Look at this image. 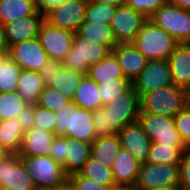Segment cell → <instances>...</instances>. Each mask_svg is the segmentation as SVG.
Here are the masks:
<instances>
[{
  "label": "cell",
  "instance_id": "cell-43",
  "mask_svg": "<svg viewBox=\"0 0 190 190\" xmlns=\"http://www.w3.org/2000/svg\"><path fill=\"white\" fill-rule=\"evenodd\" d=\"M68 182L75 190H113L114 187L98 184L94 180L80 176L78 173L69 176Z\"/></svg>",
  "mask_w": 190,
  "mask_h": 190
},
{
  "label": "cell",
  "instance_id": "cell-48",
  "mask_svg": "<svg viewBox=\"0 0 190 190\" xmlns=\"http://www.w3.org/2000/svg\"><path fill=\"white\" fill-rule=\"evenodd\" d=\"M0 52L9 53L4 27L0 25Z\"/></svg>",
  "mask_w": 190,
  "mask_h": 190
},
{
  "label": "cell",
  "instance_id": "cell-47",
  "mask_svg": "<svg viewBox=\"0 0 190 190\" xmlns=\"http://www.w3.org/2000/svg\"><path fill=\"white\" fill-rule=\"evenodd\" d=\"M36 10L42 14L46 15L52 9L56 8L58 5L62 4L67 0H34Z\"/></svg>",
  "mask_w": 190,
  "mask_h": 190
},
{
  "label": "cell",
  "instance_id": "cell-54",
  "mask_svg": "<svg viewBox=\"0 0 190 190\" xmlns=\"http://www.w3.org/2000/svg\"><path fill=\"white\" fill-rule=\"evenodd\" d=\"M9 153L0 146V162L7 156Z\"/></svg>",
  "mask_w": 190,
  "mask_h": 190
},
{
  "label": "cell",
  "instance_id": "cell-6",
  "mask_svg": "<svg viewBox=\"0 0 190 190\" xmlns=\"http://www.w3.org/2000/svg\"><path fill=\"white\" fill-rule=\"evenodd\" d=\"M137 121L151 142L186 150L187 147L175 127L174 117L140 112Z\"/></svg>",
  "mask_w": 190,
  "mask_h": 190
},
{
  "label": "cell",
  "instance_id": "cell-3",
  "mask_svg": "<svg viewBox=\"0 0 190 190\" xmlns=\"http://www.w3.org/2000/svg\"><path fill=\"white\" fill-rule=\"evenodd\" d=\"M111 52L108 46L82 36L77 31L74 34L73 44L63 61V66L86 75L89 66L101 61Z\"/></svg>",
  "mask_w": 190,
  "mask_h": 190
},
{
  "label": "cell",
  "instance_id": "cell-16",
  "mask_svg": "<svg viewBox=\"0 0 190 190\" xmlns=\"http://www.w3.org/2000/svg\"><path fill=\"white\" fill-rule=\"evenodd\" d=\"M117 135L121 147L128 150L140 165L147 162L151 140L138 121L118 130Z\"/></svg>",
  "mask_w": 190,
  "mask_h": 190
},
{
  "label": "cell",
  "instance_id": "cell-26",
  "mask_svg": "<svg viewBox=\"0 0 190 190\" xmlns=\"http://www.w3.org/2000/svg\"><path fill=\"white\" fill-rule=\"evenodd\" d=\"M79 108L94 111L103 106L98 84L85 75L72 100Z\"/></svg>",
  "mask_w": 190,
  "mask_h": 190
},
{
  "label": "cell",
  "instance_id": "cell-29",
  "mask_svg": "<svg viewBox=\"0 0 190 190\" xmlns=\"http://www.w3.org/2000/svg\"><path fill=\"white\" fill-rule=\"evenodd\" d=\"M84 76L78 71L69 70L62 66L57 73L53 74L48 86L58 90L72 101Z\"/></svg>",
  "mask_w": 190,
  "mask_h": 190
},
{
  "label": "cell",
  "instance_id": "cell-34",
  "mask_svg": "<svg viewBox=\"0 0 190 190\" xmlns=\"http://www.w3.org/2000/svg\"><path fill=\"white\" fill-rule=\"evenodd\" d=\"M26 106L17 91L0 93V121L17 118Z\"/></svg>",
  "mask_w": 190,
  "mask_h": 190
},
{
  "label": "cell",
  "instance_id": "cell-55",
  "mask_svg": "<svg viewBox=\"0 0 190 190\" xmlns=\"http://www.w3.org/2000/svg\"><path fill=\"white\" fill-rule=\"evenodd\" d=\"M61 190H75V189L69 182H67L64 186L61 187Z\"/></svg>",
  "mask_w": 190,
  "mask_h": 190
},
{
  "label": "cell",
  "instance_id": "cell-30",
  "mask_svg": "<svg viewBox=\"0 0 190 190\" xmlns=\"http://www.w3.org/2000/svg\"><path fill=\"white\" fill-rule=\"evenodd\" d=\"M183 151L179 147L151 142L147 162L152 164L180 165Z\"/></svg>",
  "mask_w": 190,
  "mask_h": 190
},
{
  "label": "cell",
  "instance_id": "cell-36",
  "mask_svg": "<svg viewBox=\"0 0 190 190\" xmlns=\"http://www.w3.org/2000/svg\"><path fill=\"white\" fill-rule=\"evenodd\" d=\"M132 86L128 78H120L117 81L101 82L98 84V91L102 104L107 105L120 94L126 92Z\"/></svg>",
  "mask_w": 190,
  "mask_h": 190
},
{
  "label": "cell",
  "instance_id": "cell-44",
  "mask_svg": "<svg viewBox=\"0 0 190 190\" xmlns=\"http://www.w3.org/2000/svg\"><path fill=\"white\" fill-rule=\"evenodd\" d=\"M179 166V190H190V147L183 151Z\"/></svg>",
  "mask_w": 190,
  "mask_h": 190
},
{
  "label": "cell",
  "instance_id": "cell-37",
  "mask_svg": "<svg viewBox=\"0 0 190 190\" xmlns=\"http://www.w3.org/2000/svg\"><path fill=\"white\" fill-rule=\"evenodd\" d=\"M70 102L71 100L58 90L53 89L50 86H45L39 96L37 104L56 112L61 108H64L65 105H68Z\"/></svg>",
  "mask_w": 190,
  "mask_h": 190
},
{
  "label": "cell",
  "instance_id": "cell-25",
  "mask_svg": "<svg viewBox=\"0 0 190 190\" xmlns=\"http://www.w3.org/2000/svg\"><path fill=\"white\" fill-rule=\"evenodd\" d=\"M121 148L117 134L111 136L97 137L91 143V156L99 163L112 167L114 159Z\"/></svg>",
  "mask_w": 190,
  "mask_h": 190
},
{
  "label": "cell",
  "instance_id": "cell-31",
  "mask_svg": "<svg viewBox=\"0 0 190 190\" xmlns=\"http://www.w3.org/2000/svg\"><path fill=\"white\" fill-rule=\"evenodd\" d=\"M78 32L99 44L108 46L111 50L117 45L110 25L83 22Z\"/></svg>",
  "mask_w": 190,
  "mask_h": 190
},
{
  "label": "cell",
  "instance_id": "cell-9",
  "mask_svg": "<svg viewBox=\"0 0 190 190\" xmlns=\"http://www.w3.org/2000/svg\"><path fill=\"white\" fill-rule=\"evenodd\" d=\"M179 175V165L152 164L146 162L139 167L136 185L140 190L179 186Z\"/></svg>",
  "mask_w": 190,
  "mask_h": 190
},
{
  "label": "cell",
  "instance_id": "cell-39",
  "mask_svg": "<svg viewBox=\"0 0 190 190\" xmlns=\"http://www.w3.org/2000/svg\"><path fill=\"white\" fill-rule=\"evenodd\" d=\"M168 0H125V5L142 13L149 19L161 6L165 5Z\"/></svg>",
  "mask_w": 190,
  "mask_h": 190
},
{
  "label": "cell",
  "instance_id": "cell-38",
  "mask_svg": "<svg viewBox=\"0 0 190 190\" xmlns=\"http://www.w3.org/2000/svg\"><path fill=\"white\" fill-rule=\"evenodd\" d=\"M34 127L43 128L55 134V112L42 107L38 104L34 105Z\"/></svg>",
  "mask_w": 190,
  "mask_h": 190
},
{
  "label": "cell",
  "instance_id": "cell-11",
  "mask_svg": "<svg viewBox=\"0 0 190 190\" xmlns=\"http://www.w3.org/2000/svg\"><path fill=\"white\" fill-rule=\"evenodd\" d=\"M147 18L127 5L116 7L110 26L117 44L132 43Z\"/></svg>",
  "mask_w": 190,
  "mask_h": 190
},
{
  "label": "cell",
  "instance_id": "cell-21",
  "mask_svg": "<svg viewBox=\"0 0 190 190\" xmlns=\"http://www.w3.org/2000/svg\"><path fill=\"white\" fill-rule=\"evenodd\" d=\"M68 137L92 143L96 138L91 110L79 108L71 101V120Z\"/></svg>",
  "mask_w": 190,
  "mask_h": 190
},
{
  "label": "cell",
  "instance_id": "cell-8",
  "mask_svg": "<svg viewBox=\"0 0 190 190\" xmlns=\"http://www.w3.org/2000/svg\"><path fill=\"white\" fill-rule=\"evenodd\" d=\"M178 43H190V11L167 2L150 18Z\"/></svg>",
  "mask_w": 190,
  "mask_h": 190
},
{
  "label": "cell",
  "instance_id": "cell-4",
  "mask_svg": "<svg viewBox=\"0 0 190 190\" xmlns=\"http://www.w3.org/2000/svg\"><path fill=\"white\" fill-rule=\"evenodd\" d=\"M184 99V88L167 85L140 97L141 112L174 117L185 107Z\"/></svg>",
  "mask_w": 190,
  "mask_h": 190
},
{
  "label": "cell",
  "instance_id": "cell-2",
  "mask_svg": "<svg viewBox=\"0 0 190 190\" xmlns=\"http://www.w3.org/2000/svg\"><path fill=\"white\" fill-rule=\"evenodd\" d=\"M90 154L91 143L68 136H56L50 157L62 165L65 174L69 177L82 169Z\"/></svg>",
  "mask_w": 190,
  "mask_h": 190
},
{
  "label": "cell",
  "instance_id": "cell-17",
  "mask_svg": "<svg viewBox=\"0 0 190 190\" xmlns=\"http://www.w3.org/2000/svg\"><path fill=\"white\" fill-rule=\"evenodd\" d=\"M44 20L45 16L36 11L22 19L6 23L3 27L8 46L38 37L40 26Z\"/></svg>",
  "mask_w": 190,
  "mask_h": 190
},
{
  "label": "cell",
  "instance_id": "cell-24",
  "mask_svg": "<svg viewBox=\"0 0 190 190\" xmlns=\"http://www.w3.org/2000/svg\"><path fill=\"white\" fill-rule=\"evenodd\" d=\"M86 75L97 84L101 82L117 81L120 78H126L118 64L117 58L112 52L101 61L89 66Z\"/></svg>",
  "mask_w": 190,
  "mask_h": 190
},
{
  "label": "cell",
  "instance_id": "cell-52",
  "mask_svg": "<svg viewBox=\"0 0 190 190\" xmlns=\"http://www.w3.org/2000/svg\"><path fill=\"white\" fill-rule=\"evenodd\" d=\"M184 105L185 108L190 111V86L185 88Z\"/></svg>",
  "mask_w": 190,
  "mask_h": 190
},
{
  "label": "cell",
  "instance_id": "cell-53",
  "mask_svg": "<svg viewBox=\"0 0 190 190\" xmlns=\"http://www.w3.org/2000/svg\"><path fill=\"white\" fill-rule=\"evenodd\" d=\"M145 190H179V186H166V187H159L155 189H145Z\"/></svg>",
  "mask_w": 190,
  "mask_h": 190
},
{
  "label": "cell",
  "instance_id": "cell-12",
  "mask_svg": "<svg viewBox=\"0 0 190 190\" xmlns=\"http://www.w3.org/2000/svg\"><path fill=\"white\" fill-rule=\"evenodd\" d=\"M1 190H34L33 178L26 172L20 156L9 153L0 162Z\"/></svg>",
  "mask_w": 190,
  "mask_h": 190
},
{
  "label": "cell",
  "instance_id": "cell-33",
  "mask_svg": "<svg viewBox=\"0 0 190 190\" xmlns=\"http://www.w3.org/2000/svg\"><path fill=\"white\" fill-rule=\"evenodd\" d=\"M22 68L9 56L0 65V93L15 92Z\"/></svg>",
  "mask_w": 190,
  "mask_h": 190
},
{
  "label": "cell",
  "instance_id": "cell-28",
  "mask_svg": "<svg viewBox=\"0 0 190 190\" xmlns=\"http://www.w3.org/2000/svg\"><path fill=\"white\" fill-rule=\"evenodd\" d=\"M36 11L34 0H0V25L22 19Z\"/></svg>",
  "mask_w": 190,
  "mask_h": 190
},
{
  "label": "cell",
  "instance_id": "cell-14",
  "mask_svg": "<svg viewBox=\"0 0 190 190\" xmlns=\"http://www.w3.org/2000/svg\"><path fill=\"white\" fill-rule=\"evenodd\" d=\"M172 77L168 60H148L142 72L132 81L140 97L147 92L171 85Z\"/></svg>",
  "mask_w": 190,
  "mask_h": 190
},
{
  "label": "cell",
  "instance_id": "cell-41",
  "mask_svg": "<svg viewBox=\"0 0 190 190\" xmlns=\"http://www.w3.org/2000/svg\"><path fill=\"white\" fill-rule=\"evenodd\" d=\"M175 127L186 147H190V111L185 107L174 116Z\"/></svg>",
  "mask_w": 190,
  "mask_h": 190
},
{
  "label": "cell",
  "instance_id": "cell-20",
  "mask_svg": "<svg viewBox=\"0 0 190 190\" xmlns=\"http://www.w3.org/2000/svg\"><path fill=\"white\" fill-rule=\"evenodd\" d=\"M169 68L174 85L190 86V43H178L168 56Z\"/></svg>",
  "mask_w": 190,
  "mask_h": 190
},
{
  "label": "cell",
  "instance_id": "cell-50",
  "mask_svg": "<svg viewBox=\"0 0 190 190\" xmlns=\"http://www.w3.org/2000/svg\"><path fill=\"white\" fill-rule=\"evenodd\" d=\"M113 190H140L136 184H115Z\"/></svg>",
  "mask_w": 190,
  "mask_h": 190
},
{
  "label": "cell",
  "instance_id": "cell-10",
  "mask_svg": "<svg viewBox=\"0 0 190 190\" xmlns=\"http://www.w3.org/2000/svg\"><path fill=\"white\" fill-rule=\"evenodd\" d=\"M74 34L73 31L53 27L44 20L38 39L50 59L63 62L73 44Z\"/></svg>",
  "mask_w": 190,
  "mask_h": 190
},
{
  "label": "cell",
  "instance_id": "cell-27",
  "mask_svg": "<svg viewBox=\"0 0 190 190\" xmlns=\"http://www.w3.org/2000/svg\"><path fill=\"white\" fill-rule=\"evenodd\" d=\"M25 131L17 118L0 121V146L8 153L18 154Z\"/></svg>",
  "mask_w": 190,
  "mask_h": 190
},
{
  "label": "cell",
  "instance_id": "cell-35",
  "mask_svg": "<svg viewBox=\"0 0 190 190\" xmlns=\"http://www.w3.org/2000/svg\"><path fill=\"white\" fill-rule=\"evenodd\" d=\"M116 7L88 0L84 22L110 25Z\"/></svg>",
  "mask_w": 190,
  "mask_h": 190
},
{
  "label": "cell",
  "instance_id": "cell-1",
  "mask_svg": "<svg viewBox=\"0 0 190 190\" xmlns=\"http://www.w3.org/2000/svg\"><path fill=\"white\" fill-rule=\"evenodd\" d=\"M132 43L147 60H167L178 44L169 33L150 19L144 22Z\"/></svg>",
  "mask_w": 190,
  "mask_h": 190
},
{
  "label": "cell",
  "instance_id": "cell-22",
  "mask_svg": "<svg viewBox=\"0 0 190 190\" xmlns=\"http://www.w3.org/2000/svg\"><path fill=\"white\" fill-rule=\"evenodd\" d=\"M140 164L126 149L120 148L112 164L116 184H136Z\"/></svg>",
  "mask_w": 190,
  "mask_h": 190
},
{
  "label": "cell",
  "instance_id": "cell-32",
  "mask_svg": "<svg viewBox=\"0 0 190 190\" xmlns=\"http://www.w3.org/2000/svg\"><path fill=\"white\" fill-rule=\"evenodd\" d=\"M78 174L82 177L94 180L101 185L114 186L116 184L112 168L99 163L92 157L86 161Z\"/></svg>",
  "mask_w": 190,
  "mask_h": 190
},
{
  "label": "cell",
  "instance_id": "cell-19",
  "mask_svg": "<svg viewBox=\"0 0 190 190\" xmlns=\"http://www.w3.org/2000/svg\"><path fill=\"white\" fill-rule=\"evenodd\" d=\"M56 135L43 128L33 127L25 131L19 156H50Z\"/></svg>",
  "mask_w": 190,
  "mask_h": 190
},
{
  "label": "cell",
  "instance_id": "cell-46",
  "mask_svg": "<svg viewBox=\"0 0 190 190\" xmlns=\"http://www.w3.org/2000/svg\"><path fill=\"white\" fill-rule=\"evenodd\" d=\"M17 119L24 131L32 129L34 127V105L24 107Z\"/></svg>",
  "mask_w": 190,
  "mask_h": 190
},
{
  "label": "cell",
  "instance_id": "cell-51",
  "mask_svg": "<svg viewBox=\"0 0 190 190\" xmlns=\"http://www.w3.org/2000/svg\"><path fill=\"white\" fill-rule=\"evenodd\" d=\"M92 1L106 3L114 7H119L125 4V0H92Z\"/></svg>",
  "mask_w": 190,
  "mask_h": 190
},
{
  "label": "cell",
  "instance_id": "cell-45",
  "mask_svg": "<svg viewBox=\"0 0 190 190\" xmlns=\"http://www.w3.org/2000/svg\"><path fill=\"white\" fill-rule=\"evenodd\" d=\"M63 66V62L55 61L49 59L46 64L43 66V69L40 72L41 78L46 86H48L52 80L54 73H57L58 70Z\"/></svg>",
  "mask_w": 190,
  "mask_h": 190
},
{
  "label": "cell",
  "instance_id": "cell-13",
  "mask_svg": "<svg viewBox=\"0 0 190 190\" xmlns=\"http://www.w3.org/2000/svg\"><path fill=\"white\" fill-rule=\"evenodd\" d=\"M88 0H67L45 15L51 26L77 32L85 19Z\"/></svg>",
  "mask_w": 190,
  "mask_h": 190
},
{
  "label": "cell",
  "instance_id": "cell-7",
  "mask_svg": "<svg viewBox=\"0 0 190 190\" xmlns=\"http://www.w3.org/2000/svg\"><path fill=\"white\" fill-rule=\"evenodd\" d=\"M102 108L107 111L108 126H114L117 130L123 129L137 122L141 112L140 95L131 86Z\"/></svg>",
  "mask_w": 190,
  "mask_h": 190
},
{
  "label": "cell",
  "instance_id": "cell-56",
  "mask_svg": "<svg viewBox=\"0 0 190 190\" xmlns=\"http://www.w3.org/2000/svg\"><path fill=\"white\" fill-rule=\"evenodd\" d=\"M8 54H9V53L0 52V65H1V63H3V61L8 57Z\"/></svg>",
  "mask_w": 190,
  "mask_h": 190
},
{
  "label": "cell",
  "instance_id": "cell-42",
  "mask_svg": "<svg viewBox=\"0 0 190 190\" xmlns=\"http://www.w3.org/2000/svg\"><path fill=\"white\" fill-rule=\"evenodd\" d=\"M71 102L55 112V135L66 136L70 128Z\"/></svg>",
  "mask_w": 190,
  "mask_h": 190
},
{
  "label": "cell",
  "instance_id": "cell-15",
  "mask_svg": "<svg viewBox=\"0 0 190 190\" xmlns=\"http://www.w3.org/2000/svg\"><path fill=\"white\" fill-rule=\"evenodd\" d=\"M8 56L22 69L41 71L50 59L38 37L20 42L9 47Z\"/></svg>",
  "mask_w": 190,
  "mask_h": 190
},
{
  "label": "cell",
  "instance_id": "cell-40",
  "mask_svg": "<svg viewBox=\"0 0 190 190\" xmlns=\"http://www.w3.org/2000/svg\"><path fill=\"white\" fill-rule=\"evenodd\" d=\"M92 115L97 137L117 134L118 130L114 126H108L107 111L102 107L92 111Z\"/></svg>",
  "mask_w": 190,
  "mask_h": 190
},
{
  "label": "cell",
  "instance_id": "cell-18",
  "mask_svg": "<svg viewBox=\"0 0 190 190\" xmlns=\"http://www.w3.org/2000/svg\"><path fill=\"white\" fill-rule=\"evenodd\" d=\"M112 53L117 58L124 76L131 82L142 72L148 62L133 43L117 44L112 49Z\"/></svg>",
  "mask_w": 190,
  "mask_h": 190
},
{
  "label": "cell",
  "instance_id": "cell-49",
  "mask_svg": "<svg viewBox=\"0 0 190 190\" xmlns=\"http://www.w3.org/2000/svg\"><path fill=\"white\" fill-rule=\"evenodd\" d=\"M169 3L190 11V0H168Z\"/></svg>",
  "mask_w": 190,
  "mask_h": 190
},
{
  "label": "cell",
  "instance_id": "cell-5",
  "mask_svg": "<svg viewBox=\"0 0 190 190\" xmlns=\"http://www.w3.org/2000/svg\"><path fill=\"white\" fill-rule=\"evenodd\" d=\"M20 160L33 178L35 188H61L68 182L62 165L50 156H20Z\"/></svg>",
  "mask_w": 190,
  "mask_h": 190
},
{
  "label": "cell",
  "instance_id": "cell-57",
  "mask_svg": "<svg viewBox=\"0 0 190 190\" xmlns=\"http://www.w3.org/2000/svg\"><path fill=\"white\" fill-rule=\"evenodd\" d=\"M34 190H61V188H35Z\"/></svg>",
  "mask_w": 190,
  "mask_h": 190
},
{
  "label": "cell",
  "instance_id": "cell-23",
  "mask_svg": "<svg viewBox=\"0 0 190 190\" xmlns=\"http://www.w3.org/2000/svg\"><path fill=\"white\" fill-rule=\"evenodd\" d=\"M40 72L22 69L18 78L17 92L27 105H35L45 88Z\"/></svg>",
  "mask_w": 190,
  "mask_h": 190
}]
</instances>
